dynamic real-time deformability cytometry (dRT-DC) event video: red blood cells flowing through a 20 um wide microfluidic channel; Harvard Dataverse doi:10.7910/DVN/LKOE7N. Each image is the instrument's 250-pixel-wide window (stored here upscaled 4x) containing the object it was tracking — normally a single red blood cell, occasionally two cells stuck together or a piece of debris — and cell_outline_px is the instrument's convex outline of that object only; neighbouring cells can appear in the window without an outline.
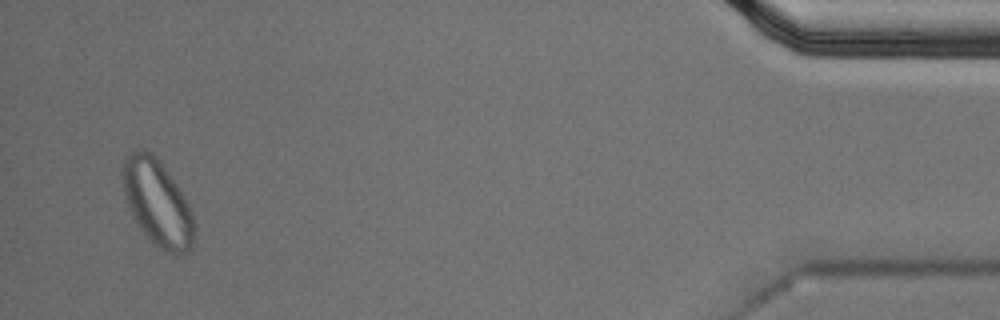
{"species": "Egyptian fruit bat (a non-hibernating species)", "species_latin": "Rousettus aegyptiacus", "temperature_condition": "cold", "stored_images_in_passage": 53, "segment_of_instrument_passage": [2, 2], "camera_frame_rate_fps": 3000, "um_per_image_px": 0.085, "animal": {"sex": "male"}, "frame": {"image": 1, "passage_image": 51, "time_ms": 16.667, "image_size_px": [1000, 320], "cell_outline_px": [[196, 232], [192, 248], [188, 252], [176, 256], [172, 256], [164, 252], [140, 228], [132, 216], [124, 192], [120, 172], [124, 160], [132, 152], [140, 148], [144, 148], [164, 168], [176, 184], [188, 204], [196, 224]], "centroid_in_image_um": [13.4, 17.31], "position_along_channel_um": 421.8, "area_um2": 35.72}}